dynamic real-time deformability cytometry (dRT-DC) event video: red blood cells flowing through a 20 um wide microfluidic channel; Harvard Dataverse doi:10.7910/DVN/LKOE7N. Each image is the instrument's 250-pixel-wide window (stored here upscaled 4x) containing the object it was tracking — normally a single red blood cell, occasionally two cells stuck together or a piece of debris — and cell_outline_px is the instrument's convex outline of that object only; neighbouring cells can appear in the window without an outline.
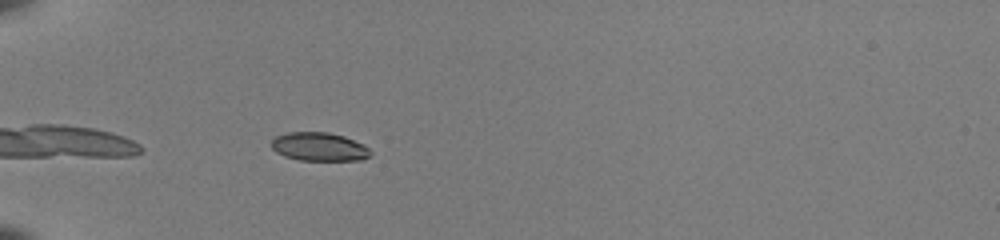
{"species": "common noctule bat (a hibernating species)", "species_latin": "Nyctalus noctula", "temperature_condition": "room temperature", "stored_images_in_passage": 16, "camera_frame_rate_fps": 3000, "um_per_image_px": 0.085, "animal": {"sex": "female", "body_mass_g": 22.0, "forearm_length_mm": 56.7}, "frame": {"image": 1, "passage_image": 2, "time_ms": 0.333, "image_size_px": [1000, 240], "cell_outline_px": [[372, 152], [368, 156], [360, 160], [300, 160], [284, 156], [276, 152], [272, 148], [272, 140], [276, 136], [288, 132], [328, 132], [344, 136], [364, 144]], "centroid_in_image_um": [27.13, 12.47], "position_along_channel_um": 57.9, "area_um2": 16.42}}
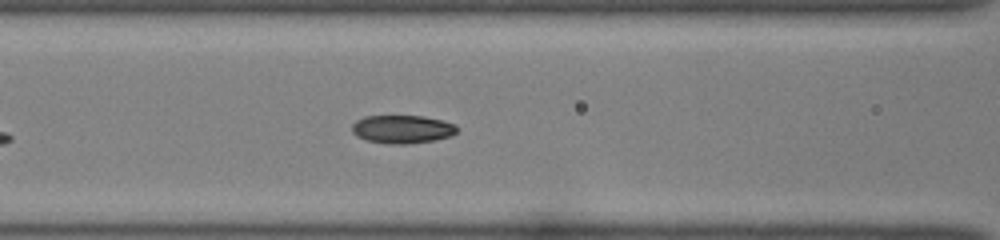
{"frame": {"image": 2, "passage_image": 9, "time_ms": 2.667, "image_size_px": [1000, 240], "cell_outline_px": [[456, 132], [448, 136], [432, 140], [404, 144], [392, 144], [368, 140], [356, 136], [352, 132], [352, 124], [356, 120], [364, 116], [424, 116], [456, 124]], "centroid_in_image_um": [34.15, 10.97], "position_along_channel_um": 132.5, "area_um2": 16.99}}
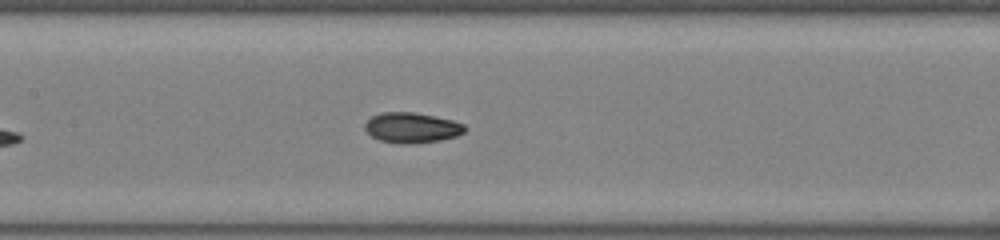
{"frame": {"image": 3, "passage_image": 12, "time_ms": 3.667, "image_size_px": [1000, 240], "cell_outline_px": [[468, 128], [464, 132], [456, 136], [440, 140], [408, 144], [404, 144], [380, 140], [372, 136], [364, 128], [364, 124], [372, 116], [380, 112], [412, 112], [452, 120], [464, 124]], "centroid_in_image_um": [35.0, 10.85], "position_along_channel_um": 172.4, "area_um2": 17.51}}